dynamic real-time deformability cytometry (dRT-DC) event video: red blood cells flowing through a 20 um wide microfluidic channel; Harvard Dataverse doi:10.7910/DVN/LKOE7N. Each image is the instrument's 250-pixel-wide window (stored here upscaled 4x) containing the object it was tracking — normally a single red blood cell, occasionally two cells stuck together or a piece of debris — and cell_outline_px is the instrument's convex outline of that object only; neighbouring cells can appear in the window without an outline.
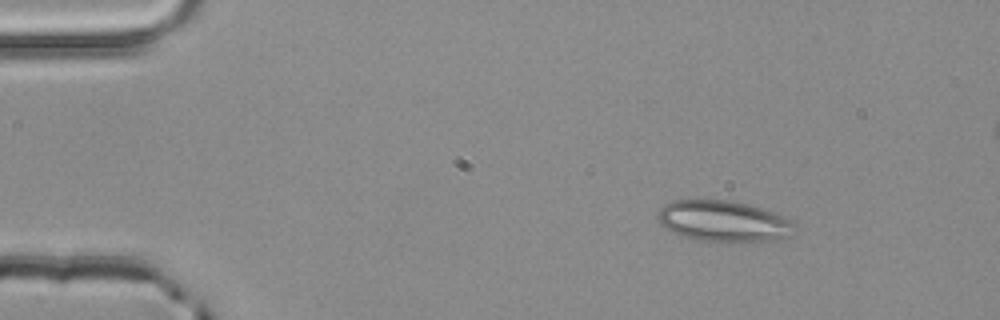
{"species": "common noctule bat (a hibernating species)", "species_latin": "Nyctalus noctula", "temperature_condition": "room temperature", "stored_images_in_passage": 3, "camera_frame_rate_fps": 3000, "um_per_image_px": 0.085, "animal": {"sex": "male", "body_mass_g": 20.4}, "frame": {"image": 1, "passage_image": 1, "time_ms": 0.0, "image_size_px": [1000, 320], "cell_outline_px": [[796, 224], [788, 236], [768, 244], [704, 240], [684, 236], [672, 232], [660, 224], [656, 216], [660, 208], [664, 204], [672, 200], [728, 200], [748, 204], [764, 208], [776, 212], [792, 220]], "centroid_in_image_um": [61.56, 18.81], "position_along_channel_um": 23.4, "area_um2": 33.41}}